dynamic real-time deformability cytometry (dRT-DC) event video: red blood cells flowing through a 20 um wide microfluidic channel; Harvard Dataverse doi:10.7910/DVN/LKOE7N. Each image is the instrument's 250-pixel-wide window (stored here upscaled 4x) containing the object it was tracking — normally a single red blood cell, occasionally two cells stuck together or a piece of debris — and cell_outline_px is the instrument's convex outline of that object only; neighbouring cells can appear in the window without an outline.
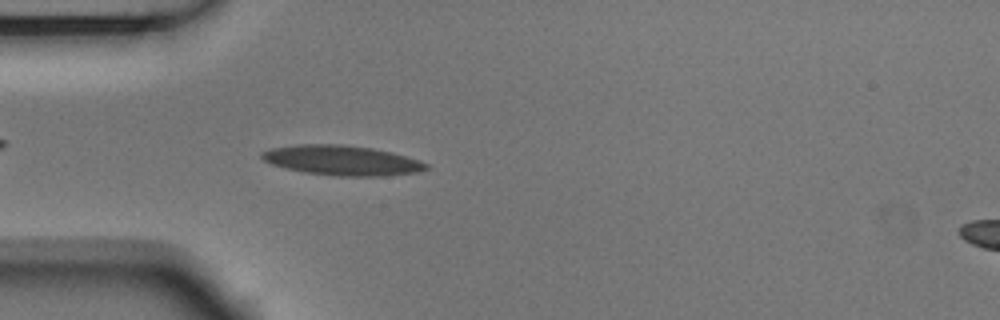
{"species": "Egyptian fruit bat (a non-hibernating species)", "species_latin": "Rousettus aegyptiacus", "temperature_condition": "room temperature", "stored_images_in_passage": 5, "camera_frame_rate_fps": 3000, "um_per_image_px": 0.085, "animal": {"sex": "male"}, "frame": {"image": 1, "passage_image": 5, "time_ms": 1.333, "image_size_px": [1000, 320], "cell_outline_px": [[432, 168], [420, 172], [384, 176], [336, 176], [304, 172], [272, 164], [264, 160], [260, 156], [260, 152], [272, 148], [296, 144], [340, 144], [372, 148], [392, 152], [420, 160], [428, 164]], "centroid_in_image_um": [29.12, 13.63], "position_along_channel_um": 55.9, "area_um2": 28.78}}